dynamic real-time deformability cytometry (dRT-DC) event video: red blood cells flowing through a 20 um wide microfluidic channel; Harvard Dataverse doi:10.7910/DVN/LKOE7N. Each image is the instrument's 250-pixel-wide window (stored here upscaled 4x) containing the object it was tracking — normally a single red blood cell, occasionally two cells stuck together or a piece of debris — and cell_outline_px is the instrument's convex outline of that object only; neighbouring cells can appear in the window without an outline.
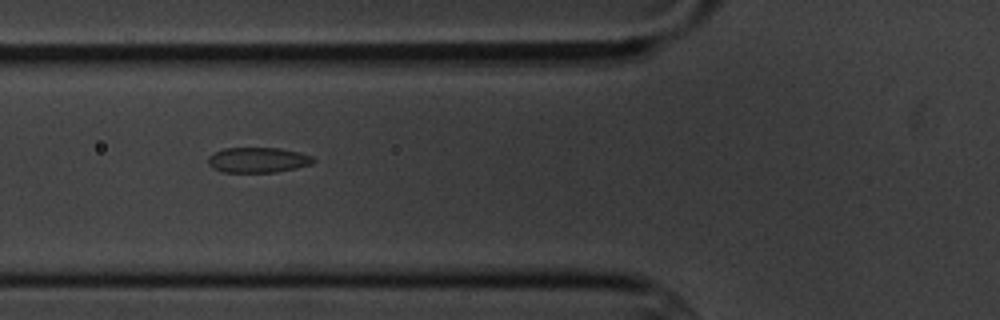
{"species": "common noctule bat (a hibernating species)", "species_latin": "Nyctalus noctula", "temperature_condition": "cold", "stored_images_in_passage": 3, "camera_frame_rate_fps": 3000, "um_per_image_px": 0.085, "animal": {"sex": "male", "body_mass_g": 20.1, "forearm_length_mm": 53.5}, "frame": {"image": 1, "passage_image": 2, "time_ms": 1.333, "image_size_px": [1000, 320], "cell_outline_px": [[316, 160], [312, 164], [296, 168], [276, 172], [220, 172], [212, 168], [208, 164], [208, 156], [212, 152], [224, 148], [280, 148], [300, 152], [312, 156]], "centroid_in_image_um": [21.9, 13.6], "position_along_channel_um": 103.9, "area_um2": 15.72}}
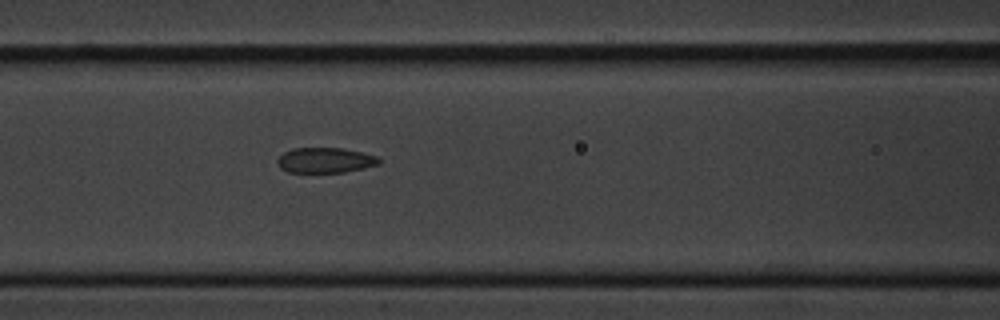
{"frame": {"image": 2, "passage_image": 3, "time_ms": 2.333, "image_size_px": [1000, 320], "cell_outline_px": [[380, 164], [364, 168], [344, 172], [288, 172], [280, 168], [276, 160], [284, 152], [292, 148], [344, 148], [376, 156], [380, 160]], "centroid_in_image_um": [27.63, 13.62], "position_along_channel_um": 139.0, "area_um2": 14.91}}